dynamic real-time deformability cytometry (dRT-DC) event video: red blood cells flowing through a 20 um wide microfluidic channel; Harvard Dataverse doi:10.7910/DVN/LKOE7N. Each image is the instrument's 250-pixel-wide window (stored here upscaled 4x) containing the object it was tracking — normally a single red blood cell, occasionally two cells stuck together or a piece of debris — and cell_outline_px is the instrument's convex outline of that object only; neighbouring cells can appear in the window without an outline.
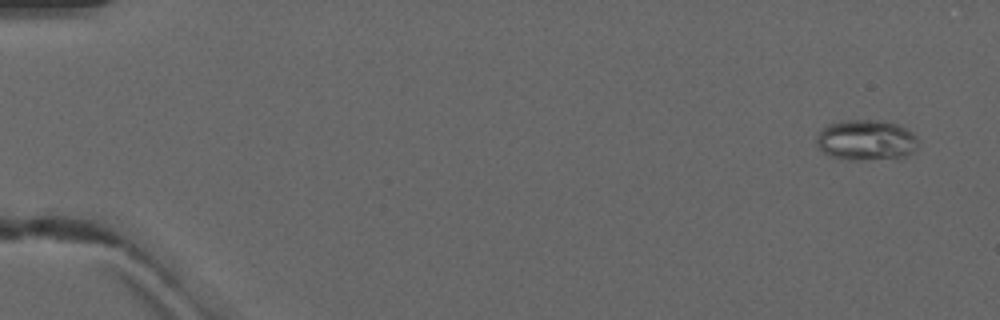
{"species": "common noctule bat (a hibernating species)", "species_latin": "Nyctalus noctula", "temperature_condition": "warm", "stored_images_in_passage": 4, "camera_frame_rate_fps": 3000, "um_per_image_px": 0.085, "animal": {"sex": "male", "forearm_length_mm": 52.5}, "frame": {"image": 1, "passage_image": 1, "time_ms": 0.0, "image_size_px": [1000, 320], "cell_outline_px": [[916, 148], [912, 152], [896, 160], [844, 160], [828, 156], [816, 144], [816, 136], [820, 128], [828, 124], [840, 120], [884, 120], [896, 124], [912, 132], [916, 136]], "centroid_in_image_um": [73.58, 11.93], "position_along_channel_um": 11.4, "area_um2": 24.68}}